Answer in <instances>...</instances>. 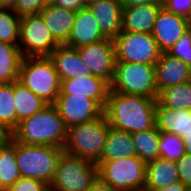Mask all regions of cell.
<instances>
[{
	"instance_id": "obj_40",
	"label": "cell",
	"mask_w": 191,
	"mask_h": 191,
	"mask_svg": "<svg viewBox=\"0 0 191 191\" xmlns=\"http://www.w3.org/2000/svg\"><path fill=\"white\" fill-rule=\"evenodd\" d=\"M87 191H118V190L113 189L110 185L106 184L99 177H97Z\"/></svg>"
},
{
	"instance_id": "obj_7",
	"label": "cell",
	"mask_w": 191,
	"mask_h": 191,
	"mask_svg": "<svg viewBox=\"0 0 191 191\" xmlns=\"http://www.w3.org/2000/svg\"><path fill=\"white\" fill-rule=\"evenodd\" d=\"M98 177L118 191H144L146 162L137 156L98 161Z\"/></svg>"
},
{
	"instance_id": "obj_12",
	"label": "cell",
	"mask_w": 191,
	"mask_h": 191,
	"mask_svg": "<svg viewBox=\"0 0 191 191\" xmlns=\"http://www.w3.org/2000/svg\"><path fill=\"white\" fill-rule=\"evenodd\" d=\"M54 105L67 128L97 119L104 110L95 100L79 95H58Z\"/></svg>"
},
{
	"instance_id": "obj_23",
	"label": "cell",
	"mask_w": 191,
	"mask_h": 191,
	"mask_svg": "<svg viewBox=\"0 0 191 191\" xmlns=\"http://www.w3.org/2000/svg\"><path fill=\"white\" fill-rule=\"evenodd\" d=\"M132 156H136L132 134L110 126L99 161H113Z\"/></svg>"
},
{
	"instance_id": "obj_39",
	"label": "cell",
	"mask_w": 191,
	"mask_h": 191,
	"mask_svg": "<svg viewBox=\"0 0 191 191\" xmlns=\"http://www.w3.org/2000/svg\"><path fill=\"white\" fill-rule=\"evenodd\" d=\"M13 139V132L6 125L0 122V148L9 144Z\"/></svg>"
},
{
	"instance_id": "obj_21",
	"label": "cell",
	"mask_w": 191,
	"mask_h": 191,
	"mask_svg": "<svg viewBox=\"0 0 191 191\" xmlns=\"http://www.w3.org/2000/svg\"><path fill=\"white\" fill-rule=\"evenodd\" d=\"M52 37L60 44H65L74 25L76 12L60 8L56 5H47L39 13Z\"/></svg>"
},
{
	"instance_id": "obj_31",
	"label": "cell",
	"mask_w": 191,
	"mask_h": 191,
	"mask_svg": "<svg viewBox=\"0 0 191 191\" xmlns=\"http://www.w3.org/2000/svg\"><path fill=\"white\" fill-rule=\"evenodd\" d=\"M159 157L177 162L185 153L182 138L173 133L159 131Z\"/></svg>"
},
{
	"instance_id": "obj_8",
	"label": "cell",
	"mask_w": 191,
	"mask_h": 191,
	"mask_svg": "<svg viewBox=\"0 0 191 191\" xmlns=\"http://www.w3.org/2000/svg\"><path fill=\"white\" fill-rule=\"evenodd\" d=\"M97 177L95 163L63 152L49 188L51 191H87Z\"/></svg>"
},
{
	"instance_id": "obj_18",
	"label": "cell",
	"mask_w": 191,
	"mask_h": 191,
	"mask_svg": "<svg viewBox=\"0 0 191 191\" xmlns=\"http://www.w3.org/2000/svg\"><path fill=\"white\" fill-rule=\"evenodd\" d=\"M61 80L92 76L91 70L85 65L75 48L64 44L58 45L49 56Z\"/></svg>"
},
{
	"instance_id": "obj_42",
	"label": "cell",
	"mask_w": 191,
	"mask_h": 191,
	"mask_svg": "<svg viewBox=\"0 0 191 191\" xmlns=\"http://www.w3.org/2000/svg\"><path fill=\"white\" fill-rule=\"evenodd\" d=\"M182 140L184 142L185 153L191 155V132L186 133Z\"/></svg>"
},
{
	"instance_id": "obj_16",
	"label": "cell",
	"mask_w": 191,
	"mask_h": 191,
	"mask_svg": "<svg viewBox=\"0 0 191 191\" xmlns=\"http://www.w3.org/2000/svg\"><path fill=\"white\" fill-rule=\"evenodd\" d=\"M103 39L106 37L101 33L97 20L89 8L84 7L76 12L74 25L64 45L77 48Z\"/></svg>"
},
{
	"instance_id": "obj_19",
	"label": "cell",
	"mask_w": 191,
	"mask_h": 191,
	"mask_svg": "<svg viewBox=\"0 0 191 191\" xmlns=\"http://www.w3.org/2000/svg\"><path fill=\"white\" fill-rule=\"evenodd\" d=\"M162 7L140 5L122 8L121 32L151 34L157 14Z\"/></svg>"
},
{
	"instance_id": "obj_13",
	"label": "cell",
	"mask_w": 191,
	"mask_h": 191,
	"mask_svg": "<svg viewBox=\"0 0 191 191\" xmlns=\"http://www.w3.org/2000/svg\"><path fill=\"white\" fill-rule=\"evenodd\" d=\"M191 28V21L162 7L154 23L151 35L161 52H168Z\"/></svg>"
},
{
	"instance_id": "obj_5",
	"label": "cell",
	"mask_w": 191,
	"mask_h": 191,
	"mask_svg": "<svg viewBox=\"0 0 191 191\" xmlns=\"http://www.w3.org/2000/svg\"><path fill=\"white\" fill-rule=\"evenodd\" d=\"M18 80L47 104H55L61 81L49 56L24 57Z\"/></svg>"
},
{
	"instance_id": "obj_29",
	"label": "cell",
	"mask_w": 191,
	"mask_h": 191,
	"mask_svg": "<svg viewBox=\"0 0 191 191\" xmlns=\"http://www.w3.org/2000/svg\"><path fill=\"white\" fill-rule=\"evenodd\" d=\"M20 19L12 9L0 8V41L19 46Z\"/></svg>"
},
{
	"instance_id": "obj_9",
	"label": "cell",
	"mask_w": 191,
	"mask_h": 191,
	"mask_svg": "<svg viewBox=\"0 0 191 191\" xmlns=\"http://www.w3.org/2000/svg\"><path fill=\"white\" fill-rule=\"evenodd\" d=\"M113 42L116 62L155 65L162 53L148 33L121 32Z\"/></svg>"
},
{
	"instance_id": "obj_33",
	"label": "cell",
	"mask_w": 191,
	"mask_h": 191,
	"mask_svg": "<svg viewBox=\"0 0 191 191\" xmlns=\"http://www.w3.org/2000/svg\"><path fill=\"white\" fill-rule=\"evenodd\" d=\"M45 6L43 0H16L12 10L20 17L37 15Z\"/></svg>"
},
{
	"instance_id": "obj_34",
	"label": "cell",
	"mask_w": 191,
	"mask_h": 191,
	"mask_svg": "<svg viewBox=\"0 0 191 191\" xmlns=\"http://www.w3.org/2000/svg\"><path fill=\"white\" fill-rule=\"evenodd\" d=\"M48 188L49 186L42 181L20 177L5 191H46Z\"/></svg>"
},
{
	"instance_id": "obj_24",
	"label": "cell",
	"mask_w": 191,
	"mask_h": 191,
	"mask_svg": "<svg viewBox=\"0 0 191 191\" xmlns=\"http://www.w3.org/2000/svg\"><path fill=\"white\" fill-rule=\"evenodd\" d=\"M46 105L19 80L14 81V106L16 110V127L18 123L42 110Z\"/></svg>"
},
{
	"instance_id": "obj_27",
	"label": "cell",
	"mask_w": 191,
	"mask_h": 191,
	"mask_svg": "<svg viewBox=\"0 0 191 191\" xmlns=\"http://www.w3.org/2000/svg\"><path fill=\"white\" fill-rule=\"evenodd\" d=\"M136 156L148 162L159 157V130L154 126L151 129L132 134Z\"/></svg>"
},
{
	"instance_id": "obj_28",
	"label": "cell",
	"mask_w": 191,
	"mask_h": 191,
	"mask_svg": "<svg viewBox=\"0 0 191 191\" xmlns=\"http://www.w3.org/2000/svg\"><path fill=\"white\" fill-rule=\"evenodd\" d=\"M157 101L171 109H191V82L168 87L159 92Z\"/></svg>"
},
{
	"instance_id": "obj_10",
	"label": "cell",
	"mask_w": 191,
	"mask_h": 191,
	"mask_svg": "<svg viewBox=\"0 0 191 191\" xmlns=\"http://www.w3.org/2000/svg\"><path fill=\"white\" fill-rule=\"evenodd\" d=\"M58 45L40 14L21 17L19 49L23 58L50 56Z\"/></svg>"
},
{
	"instance_id": "obj_14",
	"label": "cell",
	"mask_w": 191,
	"mask_h": 191,
	"mask_svg": "<svg viewBox=\"0 0 191 191\" xmlns=\"http://www.w3.org/2000/svg\"><path fill=\"white\" fill-rule=\"evenodd\" d=\"M110 84L97 76H78L61 80L59 95H79L95 100L103 109L106 105Z\"/></svg>"
},
{
	"instance_id": "obj_37",
	"label": "cell",
	"mask_w": 191,
	"mask_h": 191,
	"mask_svg": "<svg viewBox=\"0 0 191 191\" xmlns=\"http://www.w3.org/2000/svg\"><path fill=\"white\" fill-rule=\"evenodd\" d=\"M122 7H134L144 4L164 7L165 0H119Z\"/></svg>"
},
{
	"instance_id": "obj_6",
	"label": "cell",
	"mask_w": 191,
	"mask_h": 191,
	"mask_svg": "<svg viewBox=\"0 0 191 191\" xmlns=\"http://www.w3.org/2000/svg\"><path fill=\"white\" fill-rule=\"evenodd\" d=\"M110 90L157 99L155 65L116 62Z\"/></svg>"
},
{
	"instance_id": "obj_2",
	"label": "cell",
	"mask_w": 191,
	"mask_h": 191,
	"mask_svg": "<svg viewBox=\"0 0 191 191\" xmlns=\"http://www.w3.org/2000/svg\"><path fill=\"white\" fill-rule=\"evenodd\" d=\"M12 132L13 140L22 144L63 148L67 127L56 106L48 104L31 117L21 120Z\"/></svg>"
},
{
	"instance_id": "obj_3",
	"label": "cell",
	"mask_w": 191,
	"mask_h": 191,
	"mask_svg": "<svg viewBox=\"0 0 191 191\" xmlns=\"http://www.w3.org/2000/svg\"><path fill=\"white\" fill-rule=\"evenodd\" d=\"M110 124L105 115L67 128L64 152L97 163L103 153Z\"/></svg>"
},
{
	"instance_id": "obj_43",
	"label": "cell",
	"mask_w": 191,
	"mask_h": 191,
	"mask_svg": "<svg viewBox=\"0 0 191 191\" xmlns=\"http://www.w3.org/2000/svg\"><path fill=\"white\" fill-rule=\"evenodd\" d=\"M16 0H0V8H10L14 7Z\"/></svg>"
},
{
	"instance_id": "obj_38",
	"label": "cell",
	"mask_w": 191,
	"mask_h": 191,
	"mask_svg": "<svg viewBox=\"0 0 191 191\" xmlns=\"http://www.w3.org/2000/svg\"><path fill=\"white\" fill-rule=\"evenodd\" d=\"M54 5L75 12L85 7L82 3V0H56V3Z\"/></svg>"
},
{
	"instance_id": "obj_41",
	"label": "cell",
	"mask_w": 191,
	"mask_h": 191,
	"mask_svg": "<svg viewBox=\"0 0 191 191\" xmlns=\"http://www.w3.org/2000/svg\"><path fill=\"white\" fill-rule=\"evenodd\" d=\"M187 187L180 181H175L161 189H144V191H185Z\"/></svg>"
},
{
	"instance_id": "obj_17",
	"label": "cell",
	"mask_w": 191,
	"mask_h": 191,
	"mask_svg": "<svg viewBox=\"0 0 191 191\" xmlns=\"http://www.w3.org/2000/svg\"><path fill=\"white\" fill-rule=\"evenodd\" d=\"M88 8L106 38L115 39L121 33L123 7L119 0H98Z\"/></svg>"
},
{
	"instance_id": "obj_25",
	"label": "cell",
	"mask_w": 191,
	"mask_h": 191,
	"mask_svg": "<svg viewBox=\"0 0 191 191\" xmlns=\"http://www.w3.org/2000/svg\"><path fill=\"white\" fill-rule=\"evenodd\" d=\"M22 59L19 46L0 41V84L19 79Z\"/></svg>"
},
{
	"instance_id": "obj_30",
	"label": "cell",
	"mask_w": 191,
	"mask_h": 191,
	"mask_svg": "<svg viewBox=\"0 0 191 191\" xmlns=\"http://www.w3.org/2000/svg\"><path fill=\"white\" fill-rule=\"evenodd\" d=\"M0 122L12 131L16 128L14 81L0 84Z\"/></svg>"
},
{
	"instance_id": "obj_35",
	"label": "cell",
	"mask_w": 191,
	"mask_h": 191,
	"mask_svg": "<svg viewBox=\"0 0 191 191\" xmlns=\"http://www.w3.org/2000/svg\"><path fill=\"white\" fill-rule=\"evenodd\" d=\"M164 8L191 21V0H165Z\"/></svg>"
},
{
	"instance_id": "obj_45",
	"label": "cell",
	"mask_w": 191,
	"mask_h": 191,
	"mask_svg": "<svg viewBox=\"0 0 191 191\" xmlns=\"http://www.w3.org/2000/svg\"><path fill=\"white\" fill-rule=\"evenodd\" d=\"M56 3V0H43V5H54Z\"/></svg>"
},
{
	"instance_id": "obj_11",
	"label": "cell",
	"mask_w": 191,
	"mask_h": 191,
	"mask_svg": "<svg viewBox=\"0 0 191 191\" xmlns=\"http://www.w3.org/2000/svg\"><path fill=\"white\" fill-rule=\"evenodd\" d=\"M75 49L92 75L111 83L116 63L113 39L106 38Z\"/></svg>"
},
{
	"instance_id": "obj_44",
	"label": "cell",
	"mask_w": 191,
	"mask_h": 191,
	"mask_svg": "<svg viewBox=\"0 0 191 191\" xmlns=\"http://www.w3.org/2000/svg\"><path fill=\"white\" fill-rule=\"evenodd\" d=\"M98 0H82V3L85 7H88L90 4L95 3Z\"/></svg>"
},
{
	"instance_id": "obj_36",
	"label": "cell",
	"mask_w": 191,
	"mask_h": 191,
	"mask_svg": "<svg viewBox=\"0 0 191 191\" xmlns=\"http://www.w3.org/2000/svg\"><path fill=\"white\" fill-rule=\"evenodd\" d=\"M179 180L186 186L191 187V155L184 154L177 162Z\"/></svg>"
},
{
	"instance_id": "obj_20",
	"label": "cell",
	"mask_w": 191,
	"mask_h": 191,
	"mask_svg": "<svg viewBox=\"0 0 191 191\" xmlns=\"http://www.w3.org/2000/svg\"><path fill=\"white\" fill-rule=\"evenodd\" d=\"M155 126L161 132L173 133L181 138L191 132V109H171L160 104L155 106Z\"/></svg>"
},
{
	"instance_id": "obj_4",
	"label": "cell",
	"mask_w": 191,
	"mask_h": 191,
	"mask_svg": "<svg viewBox=\"0 0 191 191\" xmlns=\"http://www.w3.org/2000/svg\"><path fill=\"white\" fill-rule=\"evenodd\" d=\"M63 148L46 145H26L16 142V162L20 176L52 183Z\"/></svg>"
},
{
	"instance_id": "obj_22",
	"label": "cell",
	"mask_w": 191,
	"mask_h": 191,
	"mask_svg": "<svg viewBox=\"0 0 191 191\" xmlns=\"http://www.w3.org/2000/svg\"><path fill=\"white\" fill-rule=\"evenodd\" d=\"M178 180L176 162L160 157L146 162L144 189H161Z\"/></svg>"
},
{
	"instance_id": "obj_46",
	"label": "cell",
	"mask_w": 191,
	"mask_h": 191,
	"mask_svg": "<svg viewBox=\"0 0 191 191\" xmlns=\"http://www.w3.org/2000/svg\"><path fill=\"white\" fill-rule=\"evenodd\" d=\"M185 191H191V187H187Z\"/></svg>"
},
{
	"instance_id": "obj_15",
	"label": "cell",
	"mask_w": 191,
	"mask_h": 191,
	"mask_svg": "<svg viewBox=\"0 0 191 191\" xmlns=\"http://www.w3.org/2000/svg\"><path fill=\"white\" fill-rule=\"evenodd\" d=\"M158 93L168 87L190 81L191 67L182 60L162 52L155 63Z\"/></svg>"
},
{
	"instance_id": "obj_32",
	"label": "cell",
	"mask_w": 191,
	"mask_h": 191,
	"mask_svg": "<svg viewBox=\"0 0 191 191\" xmlns=\"http://www.w3.org/2000/svg\"><path fill=\"white\" fill-rule=\"evenodd\" d=\"M191 67V28L167 52Z\"/></svg>"
},
{
	"instance_id": "obj_26",
	"label": "cell",
	"mask_w": 191,
	"mask_h": 191,
	"mask_svg": "<svg viewBox=\"0 0 191 191\" xmlns=\"http://www.w3.org/2000/svg\"><path fill=\"white\" fill-rule=\"evenodd\" d=\"M20 177L16 162V141L12 139L0 148V191H5Z\"/></svg>"
},
{
	"instance_id": "obj_1",
	"label": "cell",
	"mask_w": 191,
	"mask_h": 191,
	"mask_svg": "<svg viewBox=\"0 0 191 191\" xmlns=\"http://www.w3.org/2000/svg\"><path fill=\"white\" fill-rule=\"evenodd\" d=\"M156 103L157 99L109 90L103 114L111 127L133 134L155 126Z\"/></svg>"
}]
</instances>
